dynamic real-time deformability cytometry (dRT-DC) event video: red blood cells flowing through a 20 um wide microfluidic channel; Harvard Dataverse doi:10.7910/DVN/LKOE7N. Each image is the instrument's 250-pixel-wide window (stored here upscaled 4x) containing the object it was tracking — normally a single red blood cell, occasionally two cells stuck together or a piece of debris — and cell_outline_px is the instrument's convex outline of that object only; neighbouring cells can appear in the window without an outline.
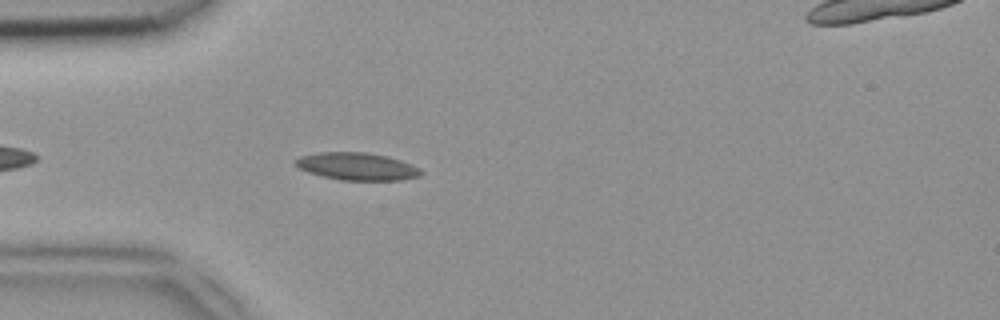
{"species": "common noctule bat (a hibernating species)", "species_latin": "Nyctalus noctula", "temperature_condition": "room temperature", "stored_images_in_passage": 14, "camera_frame_rate_fps": 3000, "um_per_image_px": 0.085, "animal": {"sex": "female", "body_mass_g": 18.4}, "frame": {"image": 1, "passage_image": 5, "time_ms": 1.333, "image_size_px": [1000, 320], "cell_outline_px": [[424, 172], [420, 176], [400, 180], [340, 180], [308, 172], [300, 168], [292, 160], [300, 156], [320, 152], [364, 152], [388, 156], [412, 164], [420, 168]], "centroid_in_image_um": [30.37, 14.14], "position_along_channel_um": 54.6, "area_um2": 20.11}}